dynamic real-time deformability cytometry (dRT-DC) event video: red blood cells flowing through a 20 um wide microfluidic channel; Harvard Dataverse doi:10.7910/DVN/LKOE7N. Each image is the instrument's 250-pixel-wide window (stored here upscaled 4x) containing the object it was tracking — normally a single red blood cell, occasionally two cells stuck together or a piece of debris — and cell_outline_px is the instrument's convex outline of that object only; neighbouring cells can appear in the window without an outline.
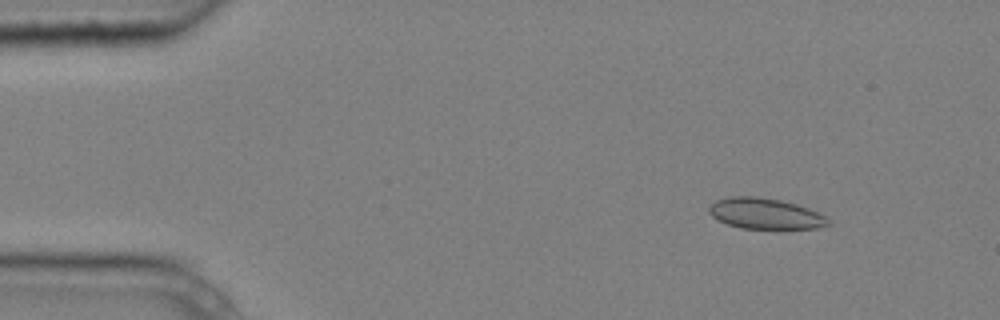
{"species": "common noctule bat (a hibernating species)", "species_latin": "Nyctalus noctula", "temperature_condition": "cold", "stored_images_in_passage": 5, "camera_frame_rate_fps": 3000, "um_per_image_px": 0.085, "animal": {"sex": "male", "body_mass_g": 20.4}, "frame": {"image": 1, "passage_image": 2, "time_ms": 0.333, "image_size_px": [1000, 320], "cell_outline_px": [[832, 224], [816, 228], [740, 228], [716, 220], [708, 212], [708, 208], [716, 200], [728, 196], [756, 196], [780, 200], [796, 204], [808, 208], [824, 216]], "centroid_in_image_um": [65.0, 18.15], "position_along_channel_um": 20.0, "area_um2": 21.27}}
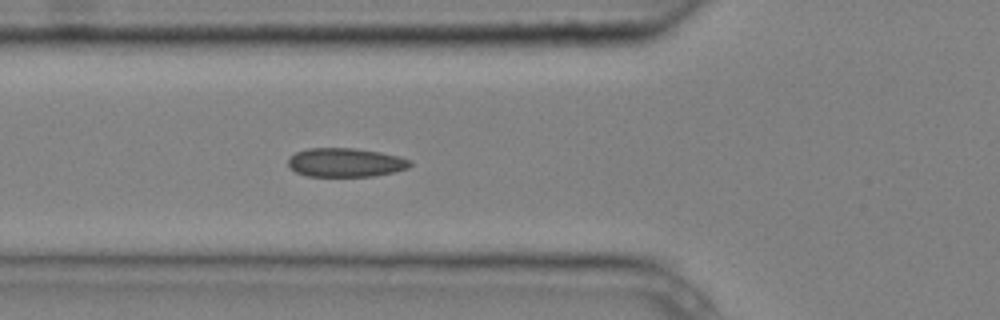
{"frame": {"image": 2, "passage_image": 5, "time_ms": 1.333, "image_size_px": [1000, 320], "cell_outline_px": [[412, 164], [408, 168], [376, 176], [308, 176], [296, 172], [288, 164], [288, 156], [296, 152], [308, 148], [356, 148], [380, 152], [400, 156], [412, 160]], "centroid_in_image_um": [29.39, 13.8], "position_along_channel_um": 96.4, "area_um2": 20.63}}